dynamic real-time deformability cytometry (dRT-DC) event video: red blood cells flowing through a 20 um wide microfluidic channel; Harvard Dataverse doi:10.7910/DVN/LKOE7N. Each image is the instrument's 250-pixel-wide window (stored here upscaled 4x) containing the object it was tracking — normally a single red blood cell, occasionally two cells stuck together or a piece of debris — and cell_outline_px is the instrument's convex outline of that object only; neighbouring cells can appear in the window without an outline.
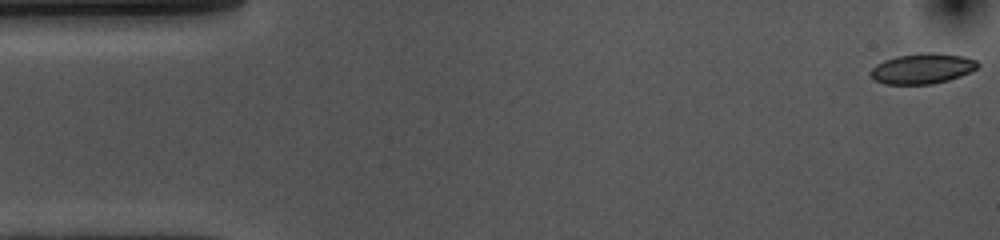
{"species": "common noctule bat (a hibernating species)", "species_latin": "Nyctalus noctula", "temperature_condition": "cold", "stored_images_in_passage": 54, "camera_frame_rate_fps": 3000, "um_per_image_px": 0.085, "animal": {"sex": "female", "body_mass_g": 10.0, "forearm_length_mm": 53.1}, "frame": {"image": 1, "passage_image": 1, "time_ms": 0.0, "image_size_px": [1000, 240], "cell_outline_px": [[980, 64], [976, 68], [960, 76], [948, 80], [932, 84], [884, 84], [876, 80], [868, 72], [876, 64], [884, 60], [896, 56], [920, 52], [936, 52], [964, 56], [976, 60]], "centroid_in_image_um": [78.39, 5.81], "position_along_channel_um": 6.6, "area_um2": 19.07}}
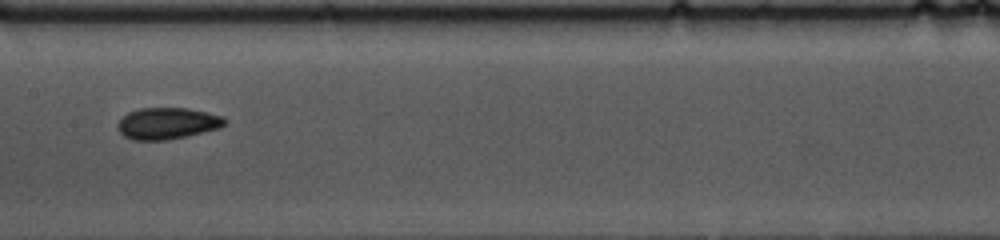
{"frame": {"image": 2, "passage_image": 26, "time_ms": 8.333, "image_size_px": [1000, 240], "cell_outline_px": [[228, 120], [220, 128], [188, 136], [168, 140], [132, 140], [124, 136], [116, 128], [116, 124], [128, 112], [140, 108], [188, 108], [220, 116]], "centroid_in_image_um": [14.19, 10.5], "position_along_channel_um": 193.2, "area_um2": 19.71}}
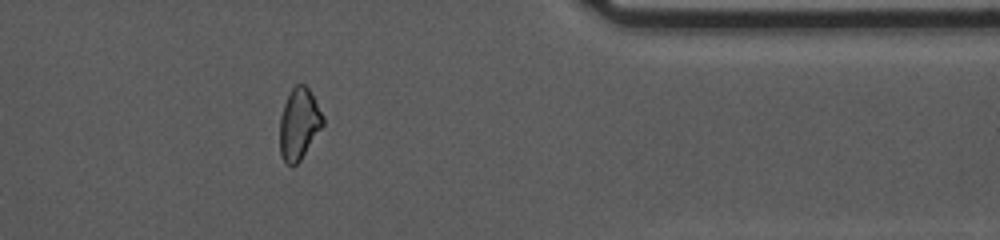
{"frame": {"image": 3, "passage_image": 44, "time_ms": 14.333, "image_size_px": [1000, 240], "cell_outline_px": [[324, 124], [300, 160], [292, 168], [284, 160], [280, 152], [280, 116], [284, 104], [292, 88], [296, 84], [304, 84], [308, 88], [324, 116]], "centroid_in_image_um": [25.41, 10.54], "position_along_channel_um": 386.0, "area_um2": 17.74}, "authors_computed_cell_mechanics": {"area_um2": 19.2474, "velocity_mm_per_s": 3.6001, "shape_relaxation_time_tau1_ms": 4.5027, "shape_relaxation_time_tau2_ms": 3.418, "deformation_change_tau1": 0.0965, "deformation_change_tau2": 0.0734}}